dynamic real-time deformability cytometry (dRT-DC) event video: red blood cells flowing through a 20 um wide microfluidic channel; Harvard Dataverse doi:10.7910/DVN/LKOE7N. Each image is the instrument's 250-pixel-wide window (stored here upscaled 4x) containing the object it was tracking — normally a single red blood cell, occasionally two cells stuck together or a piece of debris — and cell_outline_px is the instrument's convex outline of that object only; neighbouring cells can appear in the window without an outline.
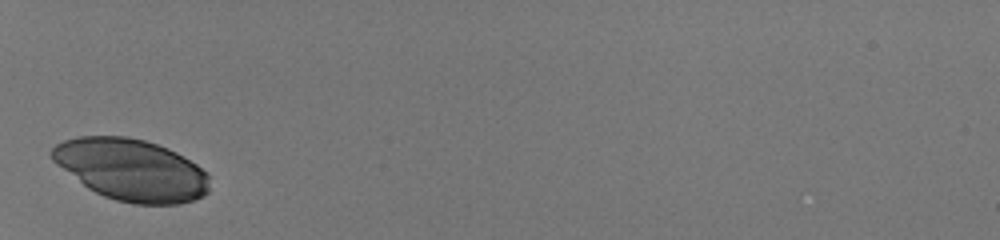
{"species": "human", "species_latin": "Homo sapiens", "temperature_condition": "room temperature", "stored_images_in_passage": 27, "camera_frame_rate_fps": 3000, "um_per_image_px": 0.085, "donor": {"sex": "male"}, "frame": {"image": 1, "passage_image": 1, "time_ms": 0.0, "image_size_px": [1000, 240], "cell_outline_px": [[208, 192], [204, 196], [180, 204], [132, 204], [116, 200], [104, 196], [88, 188], [56, 164], [52, 160], [48, 152], [56, 144], [64, 140], [76, 136], [128, 136], [144, 140], [168, 148], [176, 152], [196, 164], [208, 172]], "centroid_in_image_um": [11.14, 14.42], "position_along_channel_um": 73.9, "area_um2": 56.82}}
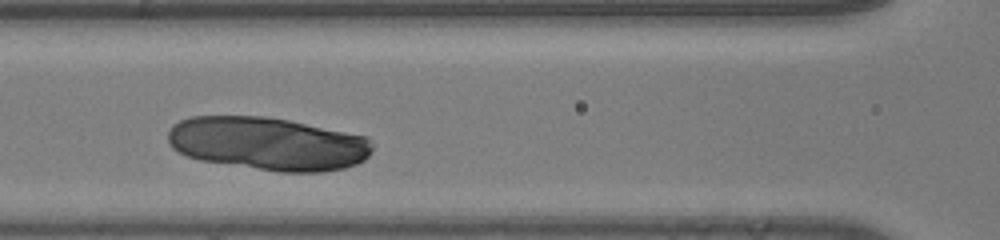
{"frame": {"image": 2, "passage_image": 7, "time_ms": 2.0, "image_size_px": [1000, 240], "cell_outline_px": [[372, 152], [364, 160], [356, 164], [344, 168], [324, 172], [280, 172], [200, 160], [188, 156], [172, 148], [168, 144], [168, 132], [172, 124], [180, 120], [192, 116], [264, 116], [288, 120], [368, 136], [372, 144]], "centroid_in_image_um": [22.77, 12.21], "position_along_channel_um": 143.8, "area_um2": 63.64}}